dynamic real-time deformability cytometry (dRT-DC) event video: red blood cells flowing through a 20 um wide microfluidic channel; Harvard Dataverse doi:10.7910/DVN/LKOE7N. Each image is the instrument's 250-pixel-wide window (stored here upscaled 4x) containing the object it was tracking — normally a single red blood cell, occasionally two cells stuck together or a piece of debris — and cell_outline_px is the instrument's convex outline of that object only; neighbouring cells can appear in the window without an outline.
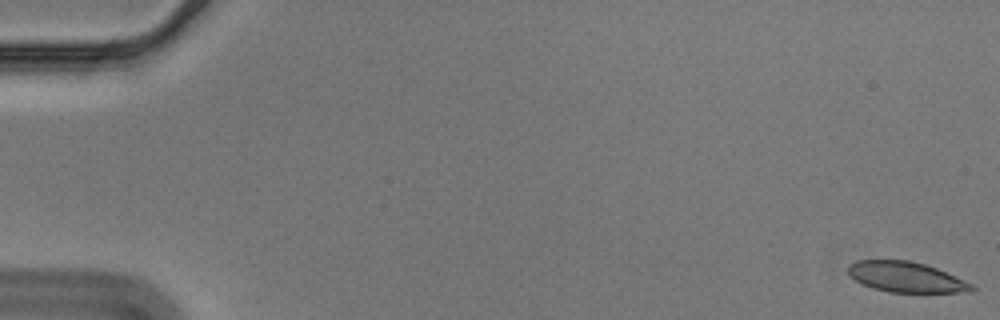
{"species": "Egyptian fruit bat (a non-hibernating species)", "species_latin": "Rousettus aegyptiacus", "temperature_condition": "cold", "stored_images_in_passage": 57, "camera_frame_rate_fps": 3000, "um_per_image_px": 0.085, "animal": {"sex": "male"}, "frame": {"image": 1, "passage_image": 1, "time_ms": 0.0, "image_size_px": [1000, 320], "cell_outline_px": [[976, 288], [972, 292], [888, 292], [872, 288], [856, 280], [848, 272], [848, 264], [856, 260], [908, 260], [924, 264], [936, 268], [972, 284]], "centroid_in_image_um": [77.0, 23.55], "position_along_channel_um": 8.0, "area_um2": 21.68}}
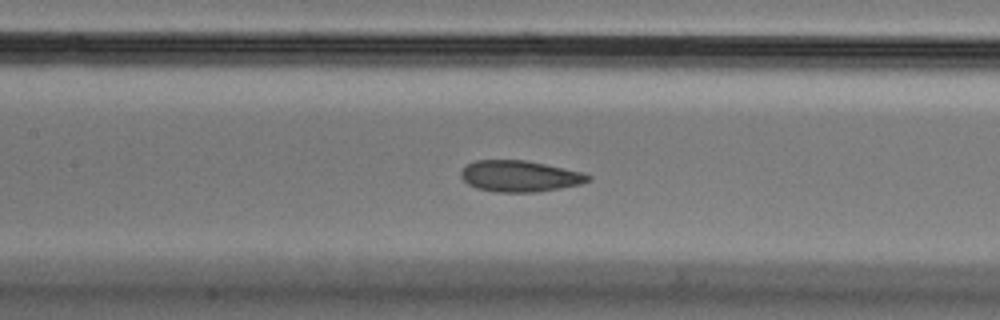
{"frame": {"image": 2, "passage_image": 27, "time_ms": 8.667, "image_size_px": [1000, 320], "cell_outline_px": [[592, 180], [580, 184], [560, 188], [536, 192], [496, 192], [476, 188], [468, 184], [460, 176], [460, 172], [468, 164], [476, 160], [524, 160], [544, 164], [580, 172], [592, 176]], "centroid_in_image_um": [44.16, 14.98], "position_along_channel_um": 163.2, "area_um2": 22.95}}
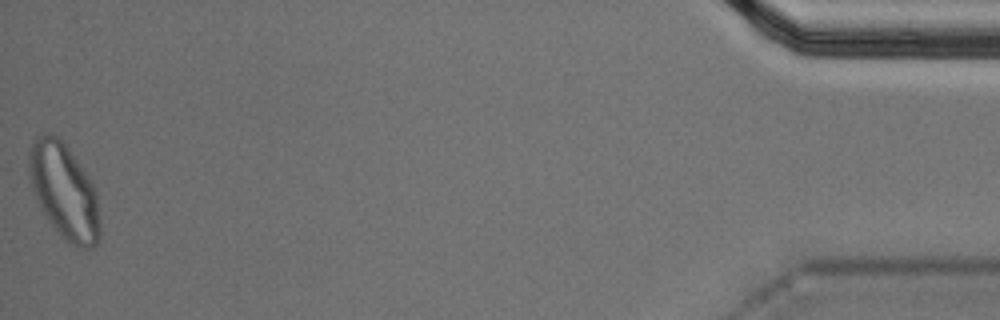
{"frame": {"image": 3, "passage_image": 57, "time_ms": 18.667, "image_size_px": [1000, 320], "cell_outline_px": [[100, 240], [92, 248], [76, 248], [68, 244], [56, 232], [40, 208], [36, 200], [32, 188], [28, 172], [28, 156], [32, 144], [36, 136], [44, 132], [48, 132], [56, 136], [68, 148], [92, 184], [96, 196], [100, 224]], "centroid_in_image_um": [5.42, 16.31], "position_along_channel_um": 429.8, "area_um2": 39.42}, "authors_computed_cell_mechanics": {"area_um2": 23.7558, "velocity_mm_per_s": 3.5481, "shape_relaxation_time_tau1_ms": null, "shape_relaxation_time_tau2_ms": 1.3161, "deformation_change_tau1": null, "deformation_change_tau2": 0.0583}}